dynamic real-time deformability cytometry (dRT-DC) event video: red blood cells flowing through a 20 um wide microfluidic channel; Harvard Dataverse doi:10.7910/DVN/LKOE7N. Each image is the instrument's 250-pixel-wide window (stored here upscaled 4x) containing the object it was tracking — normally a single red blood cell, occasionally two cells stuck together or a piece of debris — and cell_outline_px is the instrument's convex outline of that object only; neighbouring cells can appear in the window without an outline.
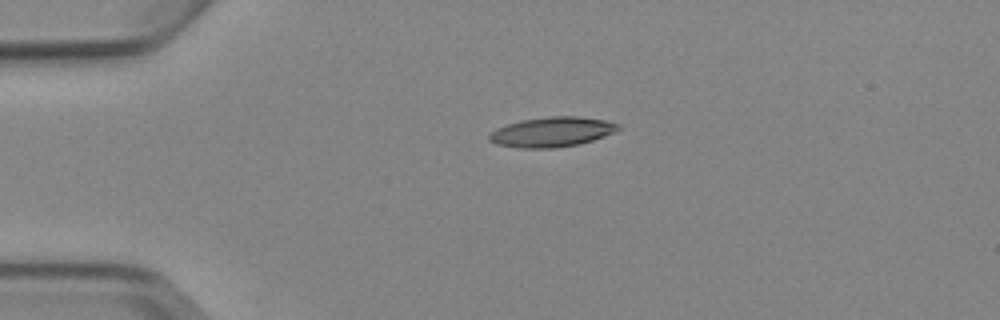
{"species": "Egyptian fruit bat (a non-hibernating species)", "species_latin": "Rousettus aegyptiacus", "temperature_condition": "cold", "stored_images_in_passage": 2, "camera_frame_rate_fps": 3000, "um_per_image_px": 0.085, "animal": {"sex": "female"}, "frame": {"image": 1, "passage_image": 1, "time_ms": 0.0, "image_size_px": [1000, 320], "cell_outline_px": [[620, 128], [616, 132], [580, 144], [552, 148], [520, 148], [496, 144], [488, 140], [488, 136], [496, 128], [520, 120], [548, 116], [580, 116], [608, 120], [620, 124]], "centroid_in_image_um": [46.94, 11.2], "position_along_channel_um": 38.1, "area_um2": 22.66}}